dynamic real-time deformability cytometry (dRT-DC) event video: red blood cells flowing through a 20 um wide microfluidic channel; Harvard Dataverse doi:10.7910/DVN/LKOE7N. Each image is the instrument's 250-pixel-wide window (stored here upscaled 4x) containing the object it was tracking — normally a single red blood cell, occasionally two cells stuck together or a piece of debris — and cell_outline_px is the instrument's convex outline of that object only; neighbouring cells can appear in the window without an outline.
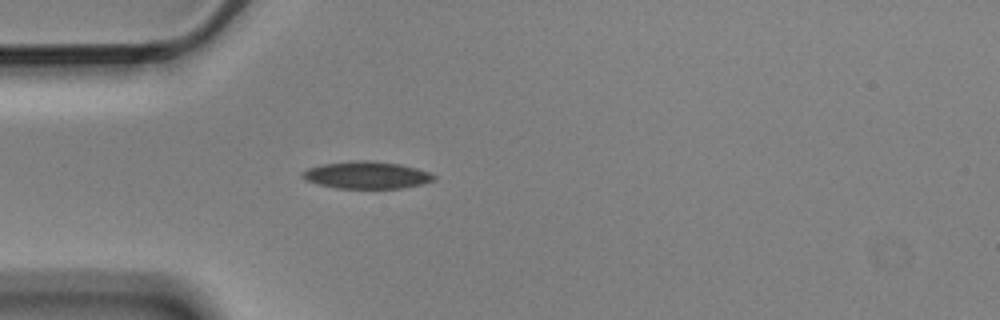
{"species": "Egyptian fruit bat (a non-hibernating species)", "species_latin": "Rousettus aegyptiacus", "temperature_condition": "cold", "stored_images_in_passage": 3, "camera_frame_rate_fps": 3000, "um_per_image_px": 0.085, "animal": {"sex": "male"}, "frame": {"image": 1, "passage_image": 3, "time_ms": 0.667, "image_size_px": [1000, 320], "cell_outline_px": [[436, 180], [424, 184], [404, 188], [336, 188], [316, 184], [304, 180], [300, 176], [300, 172], [308, 168], [324, 164], [352, 160], [364, 160], [400, 164], [416, 168], [428, 172], [436, 176]], "centroid_in_image_um": [31.14, 14.89], "position_along_channel_um": 53.9, "area_um2": 21.04}}